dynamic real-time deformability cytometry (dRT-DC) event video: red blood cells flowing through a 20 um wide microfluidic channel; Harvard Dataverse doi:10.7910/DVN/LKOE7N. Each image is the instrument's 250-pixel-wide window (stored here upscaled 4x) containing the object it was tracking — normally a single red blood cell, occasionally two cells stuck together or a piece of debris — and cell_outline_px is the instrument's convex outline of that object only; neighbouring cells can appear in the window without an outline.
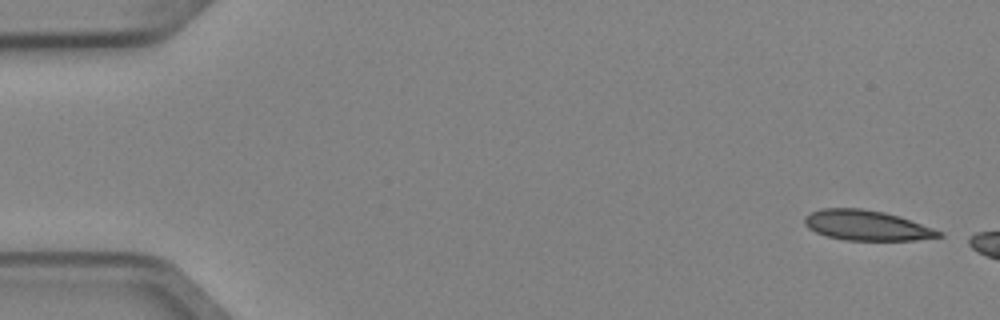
{"species": "Egyptian fruit bat (a non-hibernating species)", "species_latin": "Rousettus aegyptiacus", "temperature_condition": "cold", "stored_images_in_passage": 3, "camera_frame_rate_fps": 3000, "um_per_image_px": 0.085, "animal": {"sex": "female"}, "frame": {"image": 1, "passage_image": 1, "time_ms": 0.0, "image_size_px": [1000, 320], "cell_outline_px": [[944, 236], [916, 240], [844, 240], [828, 236], [816, 232], [808, 228], [804, 224], [804, 216], [812, 212], [824, 208], [860, 208], [884, 212], [900, 216], [944, 232]], "centroid_in_image_um": [73.69, 19.16], "position_along_channel_um": 11.3, "area_um2": 23.58}}